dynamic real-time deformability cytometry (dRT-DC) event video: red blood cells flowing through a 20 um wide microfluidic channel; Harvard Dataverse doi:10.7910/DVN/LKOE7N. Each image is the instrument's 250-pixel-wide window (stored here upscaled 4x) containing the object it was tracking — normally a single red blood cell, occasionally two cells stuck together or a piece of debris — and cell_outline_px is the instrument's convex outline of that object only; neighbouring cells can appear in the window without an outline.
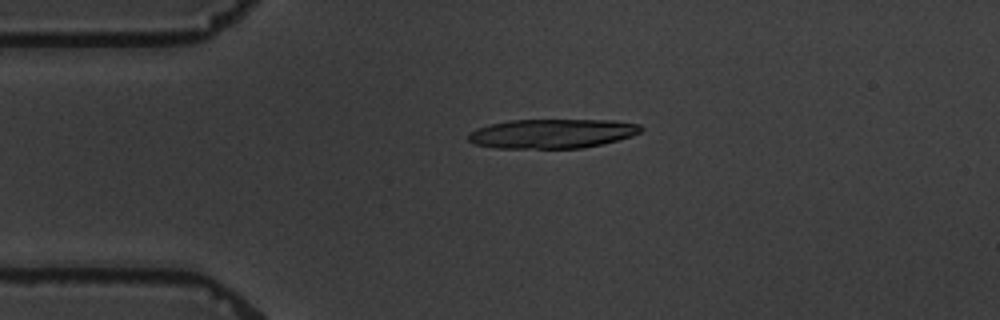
{"species": "common noctule bat (a hibernating species)", "species_latin": "Nyctalus noctula", "temperature_condition": "warm", "stored_images_in_passage": 3, "camera_frame_rate_fps": 3000, "um_per_image_px": 0.085, "animal": {"sex": "male", "body_mass_g": 19.5, "forearm_length_mm": 54.6}, "frame": {"image": 1, "passage_image": 1, "time_ms": 0.0, "image_size_px": [1000, 320], "cell_outline_px": [[644, 128], [640, 132], [632, 136], [584, 148], [496, 148], [476, 144], [468, 140], [468, 132], [476, 128], [508, 120], [616, 120], [640, 124]], "centroid_in_image_um": [46.94, 11.35], "position_along_channel_um": 38.1, "area_um2": 29.54}}